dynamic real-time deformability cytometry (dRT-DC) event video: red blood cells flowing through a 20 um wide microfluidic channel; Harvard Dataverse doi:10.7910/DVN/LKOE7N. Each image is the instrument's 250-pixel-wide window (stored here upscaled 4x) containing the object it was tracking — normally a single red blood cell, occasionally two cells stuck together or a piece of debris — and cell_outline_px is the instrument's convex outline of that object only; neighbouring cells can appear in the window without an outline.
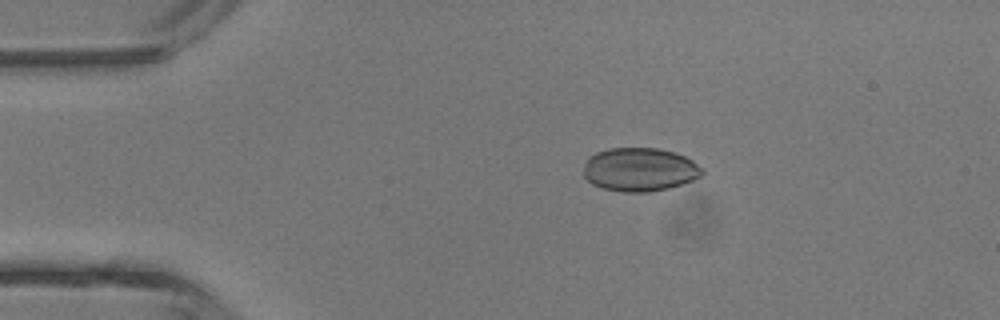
{"species": "common noctule bat (a hibernating species)", "species_latin": "Nyctalus noctula", "temperature_condition": "room temperature", "stored_images_in_passage": 14, "camera_frame_rate_fps": 3000, "um_per_image_px": 0.085, "animal": {"sex": "male", "body_mass_g": 13.3}, "frame": {"image": 1, "passage_image": 8, "time_ms": 2.333, "image_size_px": [1000, 320], "cell_outline_px": [[704, 172], [700, 176], [692, 180], [668, 188], [648, 192], [624, 192], [604, 188], [592, 184], [584, 176], [584, 164], [588, 156], [596, 152], [608, 148], [660, 148], [676, 152], [692, 160], [704, 168]], "centroid_in_image_um": [54.37, 14.39], "position_along_channel_um": 30.6, "area_um2": 30.23}}
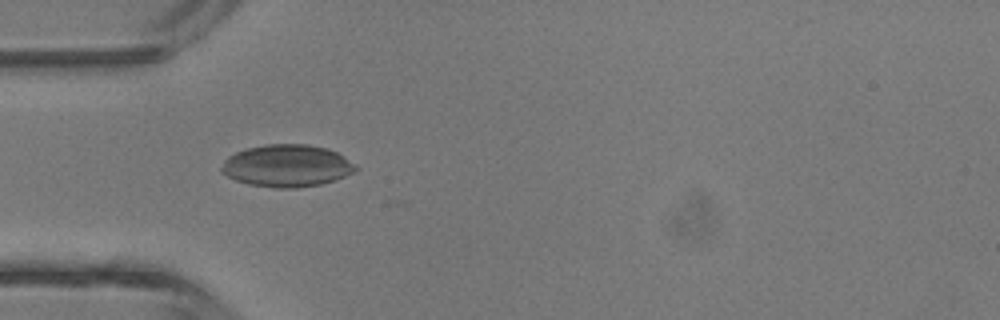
{"frame": {"image": 2, "passage_image": 13, "time_ms": 4.0, "image_size_px": [1000, 320], "cell_outline_px": [[360, 168], [344, 176], [320, 184], [296, 188], [272, 188], [248, 184], [236, 180], [220, 172], [220, 168], [224, 160], [228, 156], [244, 148], [264, 144], [308, 144], [328, 148], [344, 156], [356, 164]], "centroid_in_image_um": [24.36, 14.08], "position_along_channel_um": 60.6, "area_um2": 33.23}}